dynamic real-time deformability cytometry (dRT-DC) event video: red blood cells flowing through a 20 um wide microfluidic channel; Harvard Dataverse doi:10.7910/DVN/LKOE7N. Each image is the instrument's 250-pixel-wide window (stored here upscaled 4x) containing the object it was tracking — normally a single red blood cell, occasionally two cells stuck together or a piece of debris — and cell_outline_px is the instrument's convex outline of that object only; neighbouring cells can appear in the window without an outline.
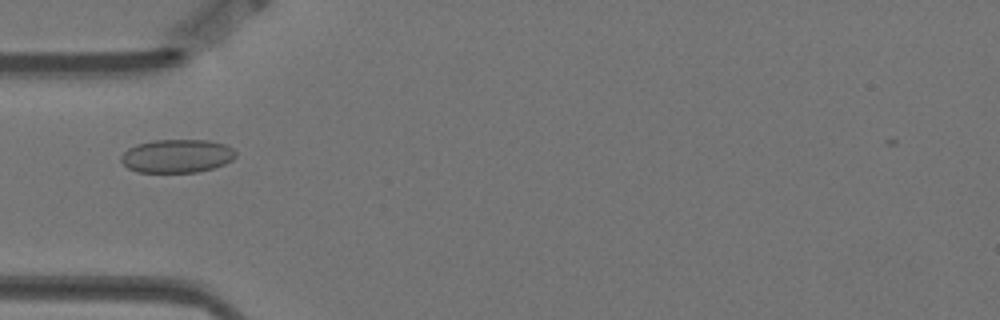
{"species": "Egyptian fruit bat (a non-hibernating species)", "species_latin": "Rousettus aegyptiacus", "temperature_condition": "warm", "stored_images_in_passage": 14, "camera_frame_rate_fps": 3000, "um_per_image_px": 0.085, "animal": {"sex": "female"}, "frame": {"image": 1, "passage_image": 4, "time_ms": 1.0, "image_size_px": [1000, 320], "cell_outline_px": [[236, 156], [232, 160], [224, 164], [212, 168], [196, 172], [136, 172], [128, 168], [120, 160], [120, 156], [128, 148], [136, 144], [152, 140], [208, 140], [224, 144], [232, 148], [236, 152]], "centroid_in_image_um": [15.02, 13.25], "position_along_channel_um": 70.0, "area_um2": 22.37}}
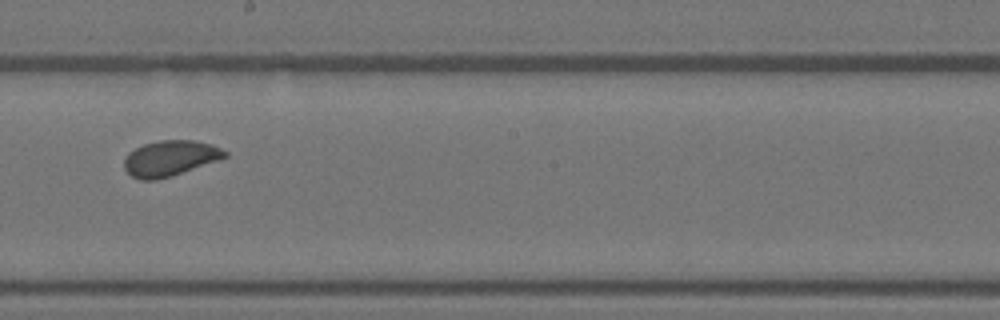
{"frame": {"image": 2, "passage_image": 8, "time_ms": 2.333, "image_size_px": [1000, 320], "cell_outline_px": [[228, 156], [220, 160], [172, 176], [156, 180], [140, 180], [132, 176], [124, 168], [124, 160], [128, 152], [144, 144], [160, 140], [192, 140], [212, 144], [228, 152]], "centroid_in_image_um": [14.47, 13.46], "position_along_channel_um": 233.7, "area_um2": 20.98}}
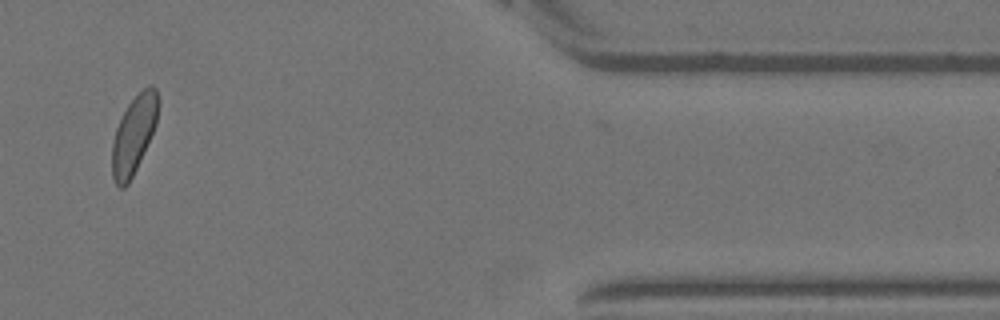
{"frame": {"image": 3, "passage_image": 13, "time_ms": 4.0, "image_size_px": [1000, 320], "cell_outline_px": [[160, 104], [156, 124], [136, 168], [128, 184], [124, 188], [120, 188], [116, 184], [112, 176], [112, 144], [116, 128], [128, 104], [148, 84], [152, 84], [156, 88], [160, 100]], "centroid_in_image_um": [11.39, 11.4], "position_along_channel_um": 400.0, "area_um2": 20.75}}